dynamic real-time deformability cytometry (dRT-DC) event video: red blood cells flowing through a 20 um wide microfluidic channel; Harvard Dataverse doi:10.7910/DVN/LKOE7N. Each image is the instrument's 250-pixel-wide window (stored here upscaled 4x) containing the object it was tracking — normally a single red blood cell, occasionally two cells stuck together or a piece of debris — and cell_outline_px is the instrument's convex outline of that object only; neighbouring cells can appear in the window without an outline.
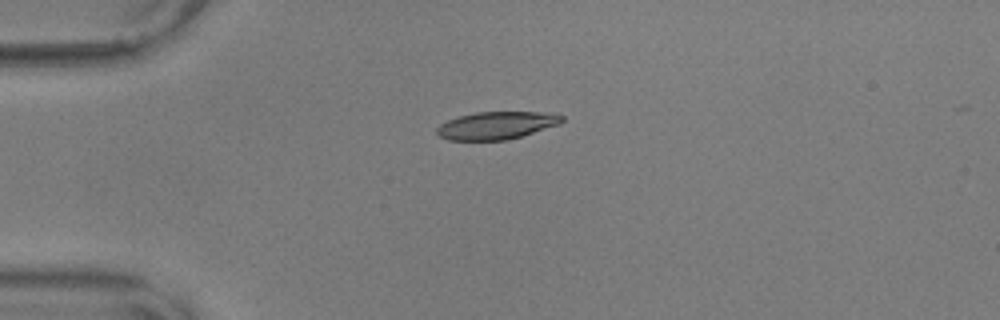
{"species": "common noctule bat (a hibernating species)", "species_latin": "Nyctalus noctula", "temperature_condition": "warm", "stored_images_in_passage": 33, "camera_frame_rate_fps": 3000, "um_per_image_px": 0.085, "animal": {"sex": "male", "body_mass_g": 17.9, "forearm_length_mm": 54.2}, "frame": {"image": 1, "passage_image": 1, "time_ms": 0.0, "image_size_px": [1000, 320], "cell_outline_px": [[564, 120], [560, 124], [508, 140], [448, 140], [440, 136], [436, 132], [436, 128], [440, 124], [448, 120], [460, 116], [476, 112], [540, 112], [564, 116]], "centroid_in_image_um": [42.19, 10.66], "position_along_channel_um": 42.8, "area_um2": 20.0}}
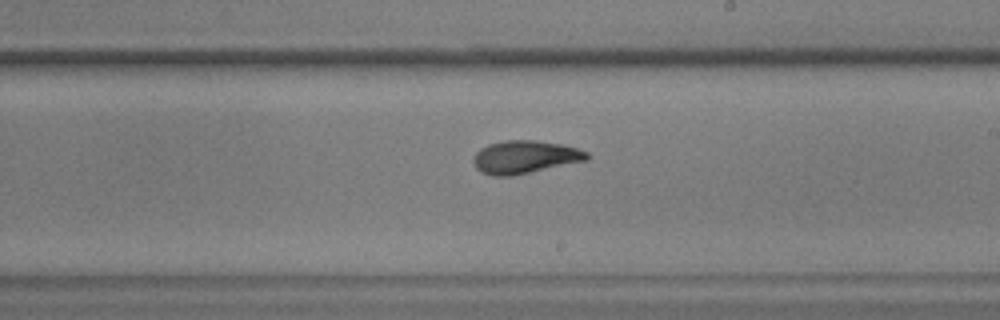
{"frame": {"image": 2, "passage_image": 20, "time_ms": 6.333, "image_size_px": [1000, 320], "cell_outline_px": [[588, 160], [512, 176], [492, 176], [480, 172], [476, 168], [472, 160], [476, 152], [480, 148], [488, 144], [504, 140], [536, 140], [560, 144], [576, 148], [588, 152]], "centroid_in_image_um": [44.58, 13.35], "position_along_channel_um": 244.4, "area_um2": 21.85}}
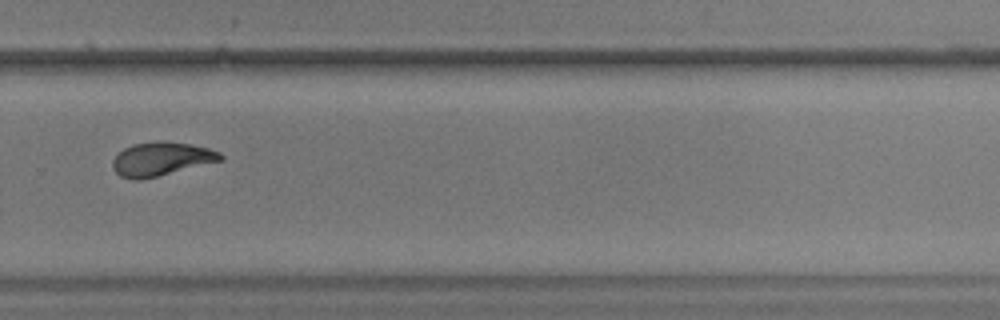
{"frame": {"image": 3, "passage_image": 26, "time_ms": 8.333, "image_size_px": [1000, 320], "cell_outline_px": [[224, 160], [140, 180], [132, 180], [120, 176], [112, 168], [112, 160], [124, 148], [132, 144], [156, 140], [188, 144], [208, 148], [220, 152], [224, 156]], "centroid_in_image_um": [13.69, 13.51], "position_along_channel_um": 316.1, "area_um2": 21.15}, "authors_computed_cell_mechanics": {"area_um2": 20.9814, "velocity_mm_per_s": 3.6008, "shape_relaxation_time_tau1_ms": 7.5888, "shape_relaxation_time_tau2_ms": 3.3933, "deformation_change_tau1": 0.2227, "deformation_change_tau2": 0.0833}}